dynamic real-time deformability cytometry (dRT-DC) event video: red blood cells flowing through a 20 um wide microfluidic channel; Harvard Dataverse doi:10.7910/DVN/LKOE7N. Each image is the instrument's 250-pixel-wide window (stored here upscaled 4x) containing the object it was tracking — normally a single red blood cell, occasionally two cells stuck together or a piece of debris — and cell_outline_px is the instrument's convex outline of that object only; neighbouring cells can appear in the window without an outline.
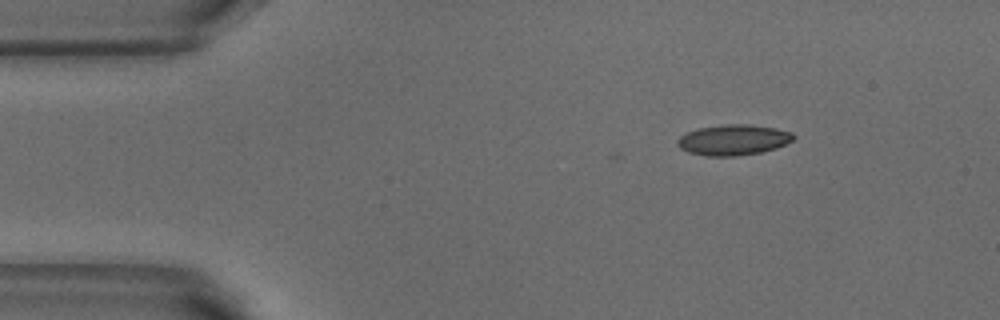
{"species": "common noctule bat (a hibernating species)", "species_latin": "Nyctalus noctula", "temperature_condition": "warm", "stored_images_in_passage": 2, "camera_frame_rate_fps": 3000, "um_per_image_px": 0.085, "animal": {"sex": "male", "body_mass_g": 18.8}, "frame": {"image": 1, "passage_image": 2, "time_ms": 0.333, "image_size_px": [1000, 320], "cell_outline_px": [[796, 136], [792, 140], [776, 148], [760, 152], [736, 156], [704, 156], [688, 152], [680, 148], [676, 144], [676, 140], [680, 136], [688, 132], [700, 128], [724, 124], [748, 124], [776, 128], [792, 132]], "centroid_in_image_um": [62.32, 11.89], "position_along_channel_um": 22.7, "area_um2": 20.69}}